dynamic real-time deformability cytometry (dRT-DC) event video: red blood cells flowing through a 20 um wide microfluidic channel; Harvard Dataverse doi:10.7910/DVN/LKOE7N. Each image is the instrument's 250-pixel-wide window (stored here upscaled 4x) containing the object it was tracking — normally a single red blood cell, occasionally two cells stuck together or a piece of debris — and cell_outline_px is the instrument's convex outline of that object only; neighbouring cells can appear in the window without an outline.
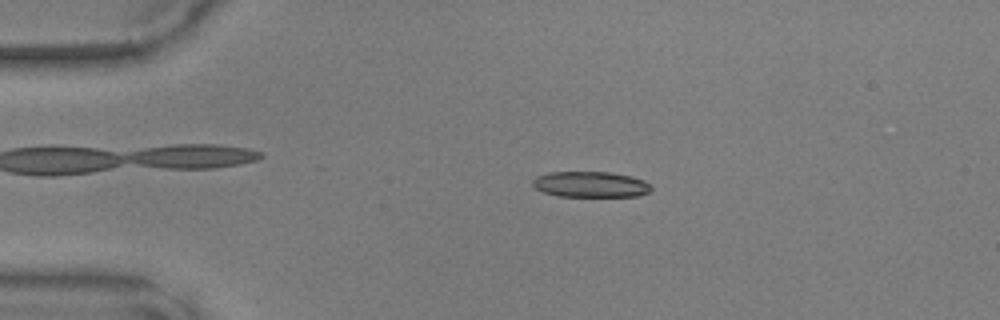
{"species": "common noctule bat (a hibernating species)", "species_latin": "Nyctalus noctula", "temperature_condition": "warm", "stored_images_in_passage": 48, "camera_frame_rate_fps": 3000, "um_per_image_px": 0.085, "animal": {"sex": "male", "body_mass_g": 17.9, "forearm_length_mm": 54.2}, "frame": {"image": 1, "passage_image": 10, "time_ms": 3.0, "image_size_px": [1000, 320], "cell_outline_px": [[652, 192], [640, 196], [560, 196], [544, 192], [536, 188], [532, 184], [532, 180], [536, 176], [548, 172], [608, 172], [632, 176], [644, 180], [652, 184]], "centroid_in_image_um": [50.26, 15.67], "position_along_channel_um": 34.7, "area_um2": 17.98}}
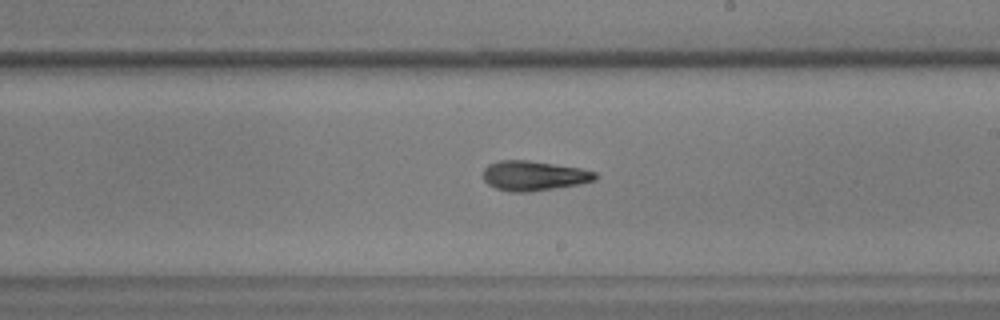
{"frame": {"image": 2, "passage_image": 28, "time_ms": 9.0, "image_size_px": [1000, 320], "cell_outline_px": [[600, 176], [596, 180], [580, 184], [528, 192], [512, 192], [496, 188], [488, 184], [484, 180], [484, 168], [488, 164], [500, 160], [528, 160], [580, 168], [596, 172]], "centroid_in_image_um": [45.4, 14.93], "position_along_channel_um": 243.6, "area_um2": 19.48}}
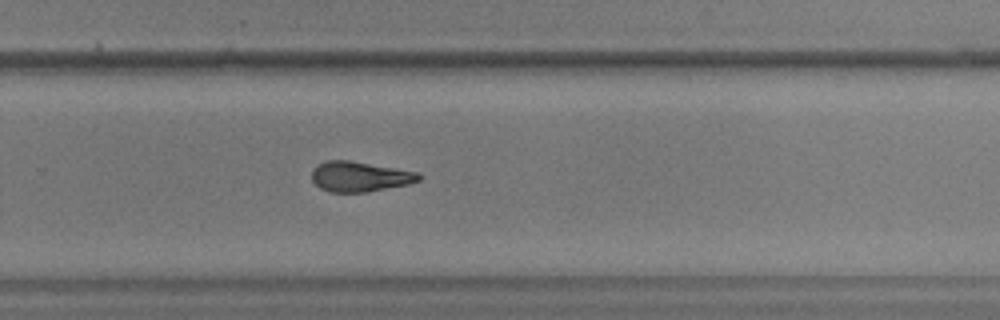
{"frame": {"image": 3, "passage_image": 32, "time_ms": 10.333, "image_size_px": [1000, 320], "cell_outline_px": [[420, 180], [408, 184], [368, 192], [328, 192], [320, 188], [312, 180], [312, 168], [316, 164], [324, 160], [352, 160], [420, 172]], "centroid_in_image_um": [30.56, 14.99], "position_along_channel_um": 299.2, "area_um2": 19.13}}